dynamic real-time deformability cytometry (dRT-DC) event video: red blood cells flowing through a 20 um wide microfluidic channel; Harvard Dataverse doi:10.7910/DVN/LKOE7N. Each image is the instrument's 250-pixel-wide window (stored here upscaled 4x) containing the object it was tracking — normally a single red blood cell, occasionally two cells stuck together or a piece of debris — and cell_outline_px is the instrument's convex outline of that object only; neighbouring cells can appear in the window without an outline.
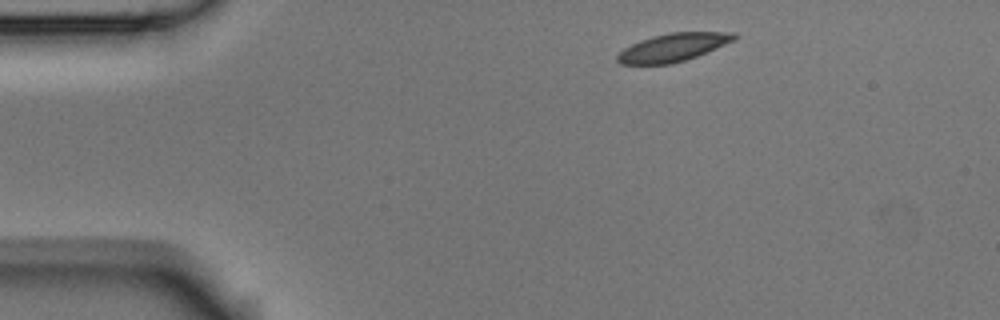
{"species": "Egyptian fruit bat (a non-hibernating species)", "species_latin": "Rousettus aegyptiacus", "temperature_condition": "room temperature", "stored_images_in_passage": 3, "segment_of_instrument_passage": [1, 2], "camera_frame_rate_fps": 3000, "um_per_image_px": 0.085, "animal": {"sex": "male"}, "frame": {"image": 1, "passage_image": 1, "time_ms": 0.0, "image_size_px": [1000, 320], "cell_outline_px": [[736, 36], [732, 40], [716, 48], [696, 56], [672, 64], [620, 64], [616, 60], [616, 56], [624, 48], [640, 40], [652, 36], [668, 32], [736, 32]], "centroid_in_image_um": [57.16, 4.02], "position_along_channel_um": 27.8, "area_um2": 18.9}}